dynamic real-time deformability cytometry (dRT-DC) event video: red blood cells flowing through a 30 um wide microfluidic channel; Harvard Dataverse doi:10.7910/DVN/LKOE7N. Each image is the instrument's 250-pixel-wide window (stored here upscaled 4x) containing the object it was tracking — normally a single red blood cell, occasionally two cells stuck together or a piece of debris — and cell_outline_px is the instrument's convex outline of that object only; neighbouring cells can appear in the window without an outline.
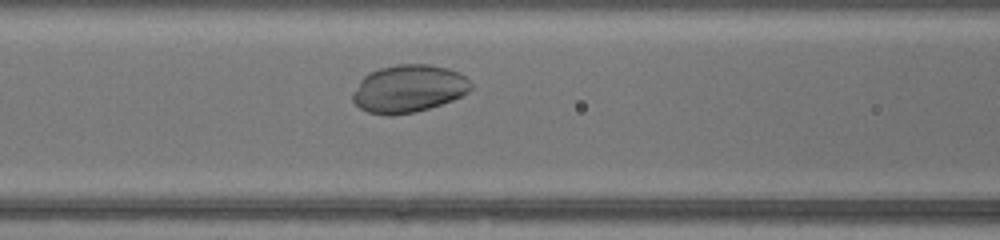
{"species": "common noctule bat (a hibernating species)", "species_latin": "Nyctalus noctula", "temperature_condition": "warm", "stored_images_in_passage": 30, "camera_frame_rate_fps": 3000, "um_per_image_px": 0.085, "animal": {"sex": "female", "body_mass_g": 17.0, "forearm_length_mm": 48.0}, "frame": {"image": 1, "passage_image": 11, "time_ms": 3.333, "image_size_px": [1000, 240], "cell_outline_px": [[472, 88], [460, 96], [452, 100], [428, 108], [412, 112], [388, 116], [368, 112], [360, 108], [352, 100], [352, 92], [360, 80], [368, 72], [380, 68], [396, 64], [428, 64], [448, 68], [464, 76], [472, 84]], "centroid_in_image_um": [34.69, 7.53], "position_along_channel_um": 131.9, "area_um2": 32.66}}
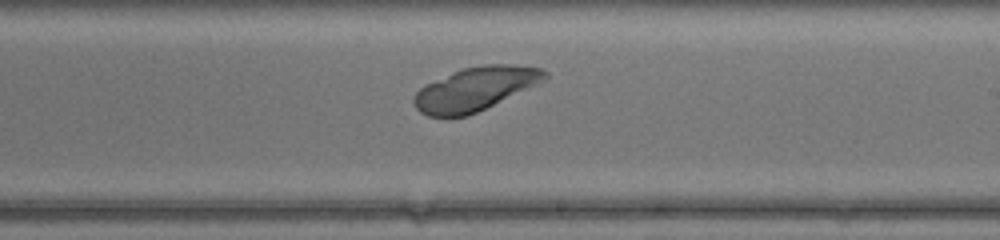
{"frame": {"image": 2, "passage_image": 19, "time_ms": 6.0, "image_size_px": [1000, 240], "cell_outline_px": [[548, 76], [468, 116], [428, 116], [420, 112], [416, 108], [412, 100], [416, 92], [424, 84], [464, 68], [484, 64], [512, 64], [544, 68], [548, 72]], "centroid_in_image_um": [40.31, 7.54], "position_along_channel_um": 248.7, "area_um2": 32.19}}
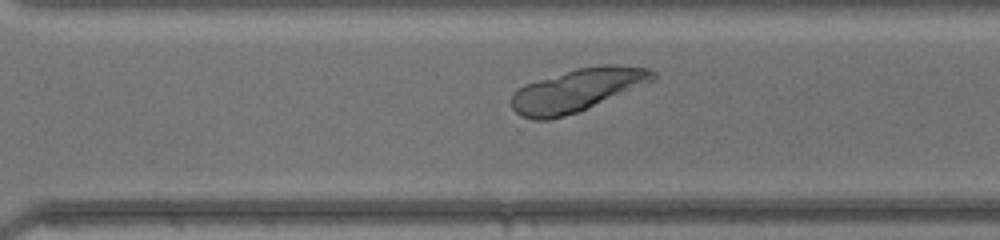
{"frame": {"image": 3, "passage_image": 24, "time_ms": 7.667, "image_size_px": [1000, 240], "cell_outline_px": [[656, 76], [652, 80], [576, 112], [564, 116], [548, 120], [532, 120], [520, 116], [512, 108], [512, 96], [520, 88], [528, 84], [540, 80], [580, 68], [604, 64], [616, 64], [648, 68], [656, 72]], "centroid_in_image_um": [49.04, 7.67], "position_along_channel_um": 321.6, "area_um2": 33.99}}